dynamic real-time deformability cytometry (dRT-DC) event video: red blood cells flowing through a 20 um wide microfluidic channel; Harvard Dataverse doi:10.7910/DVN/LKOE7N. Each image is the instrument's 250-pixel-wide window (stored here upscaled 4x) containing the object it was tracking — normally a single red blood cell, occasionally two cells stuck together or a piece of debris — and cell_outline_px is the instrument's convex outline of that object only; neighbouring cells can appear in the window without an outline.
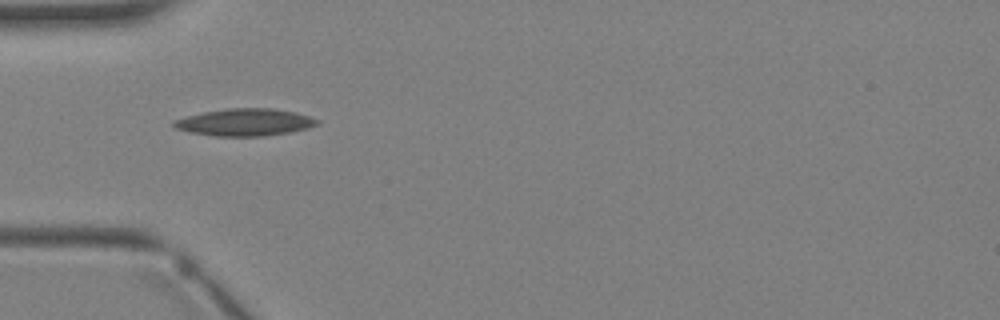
{"species": "Egyptian fruit bat (a non-hibernating species)", "species_latin": "Rousettus aegyptiacus", "temperature_condition": "warm", "stored_images_in_passage": 2, "camera_frame_rate_fps": 3000, "um_per_image_px": 0.085, "animal": {"sex": "female"}, "frame": {"image": 1, "passage_image": 2, "time_ms": 1.333, "image_size_px": [1000, 320], "cell_outline_px": [[320, 124], [308, 128], [288, 132], [264, 136], [212, 136], [188, 132], [176, 128], [172, 124], [172, 120], [204, 112], [228, 108], [272, 108], [296, 112], [320, 120]], "centroid_in_image_um": [20.82, 10.39], "position_along_channel_um": 64.2, "area_um2": 22.77}}